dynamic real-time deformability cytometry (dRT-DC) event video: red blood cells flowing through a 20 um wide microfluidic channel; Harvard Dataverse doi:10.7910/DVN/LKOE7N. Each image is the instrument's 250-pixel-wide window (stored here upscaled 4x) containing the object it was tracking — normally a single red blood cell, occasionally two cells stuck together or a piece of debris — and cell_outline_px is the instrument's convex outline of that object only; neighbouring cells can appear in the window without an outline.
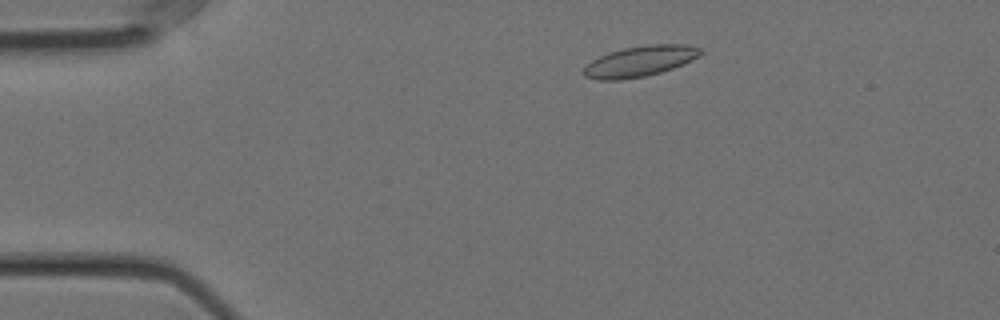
{"species": "Egyptian fruit bat (a non-hibernating species)", "species_latin": "Rousettus aegyptiacus", "temperature_condition": "cold", "stored_images_in_passage": 24, "camera_frame_rate_fps": 3000, "um_per_image_px": 0.085, "animal": {"sex": "female"}, "frame": {"image": 1, "passage_image": 6, "time_ms": 1.667, "image_size_px": [1000, 320], "cell_outline_px": [[704, 52], [692, 60], [684, 64], [660, 72], [644, 76], [620, 80], [600, 80], [584, 76], [580, 72], [592, 60], [608, 52], [624, 48], [648, 44], [688, 44], [700, 48]], "centroid_in_image_um": [54.39, 5.2], "position_along_channel_um": 30.6, "area_um2": 20.92}}
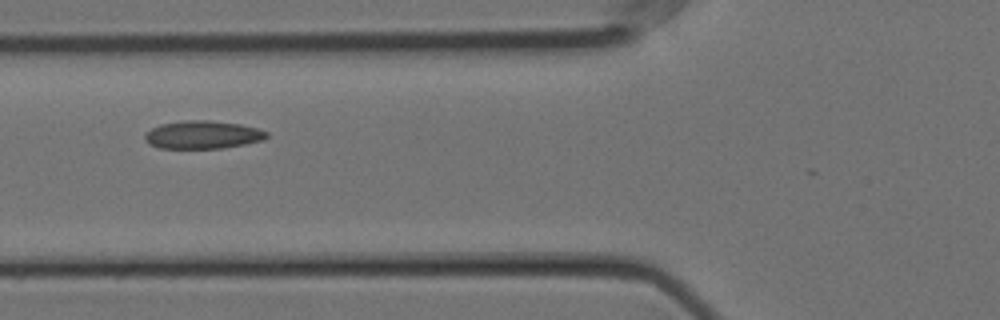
{"frame": {"image": 2, "passage_image": 17, "time_ms": 5.333, "image_size_px": [1000, 320], "cell_outline_px": [[268, 136], [264, 140], [244, 144], [220, 148], [160, 148], [144, 140], [144, 132], [160, 124], [184, 120], [208, 120], [240, 124], [260, 128], [268, 132]], "centroid_in_image_um": [17.24, 11.44], "position_along_channel_um": 108.6, "area_um2": 19.94}}
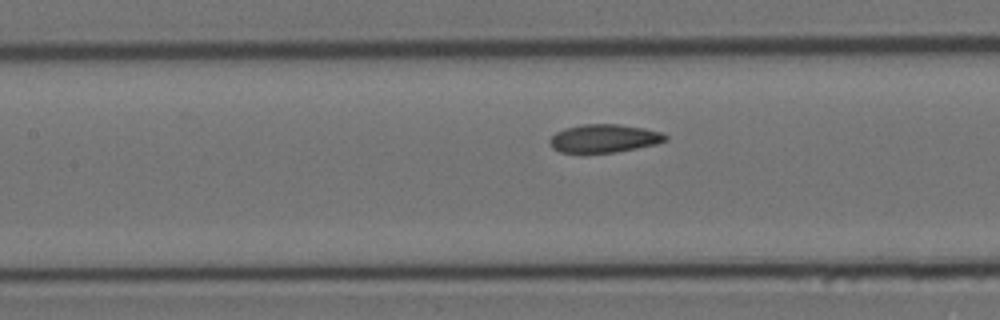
{"frame": {"image": 3, "passage_image": 21, "time_ms": 6.667, "image_size_px": [1000, 320], "cell_outline_px": [[668, 140], [656, 144], [616, 152], [584, 156], [580, 156], [560, 152], [552, 148], [548, 140], [556, 132], [564, 128], [584, 124], [620, 124], [644, 128], [660, 132], [668, 136]], "centroid_in_image_um": [51.28, 11.81], "position_along_channel_um": 156.1, "area_um2": 19.83}}